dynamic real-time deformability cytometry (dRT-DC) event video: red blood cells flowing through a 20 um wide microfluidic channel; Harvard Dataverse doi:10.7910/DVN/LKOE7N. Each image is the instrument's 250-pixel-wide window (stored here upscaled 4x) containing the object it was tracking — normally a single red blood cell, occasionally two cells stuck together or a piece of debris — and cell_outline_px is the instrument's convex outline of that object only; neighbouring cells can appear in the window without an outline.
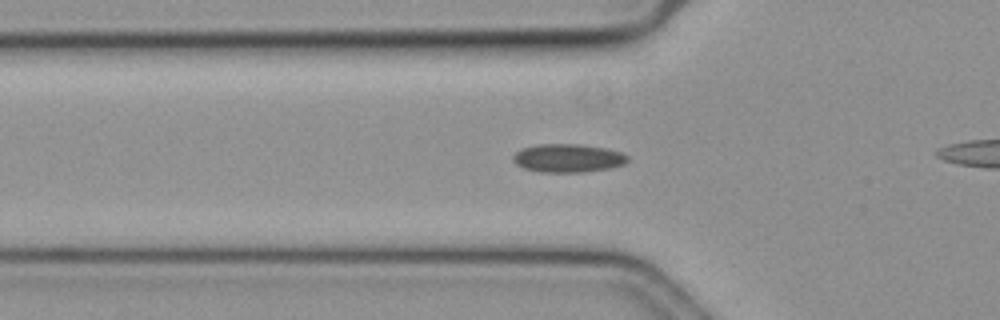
{"species": "common noctule bat (a hibernating species)", "species_latin": "Nyctalus noctula", "temperature_condition": "cold", "stored_images_in_passage": 39, "camera_frame_rate_fps": 3000, "um_per_image_px": 0.085, "animal": {"sex": "female", "body_mass_g": 19.3, "forearm_length_mm": 54.1}, "frame": {"image": 1, "passage_image": 11, "time_ms": 3.333, "image_size_px": [1000, 320], "cell_outline_px": [[628, 160], [624, 164], [608, 168], [584, 172], [540, 172], [524, 168], [516, 164], [512, 160], [512, 156], [520, 148], [540, 144], [580, 144], [604, 148], [620, 152], [628, 156]], "centroid_in_image_um": [48.23, 13.44], "position_along_channel_um": 77.6, "area_um2": 18.9}}
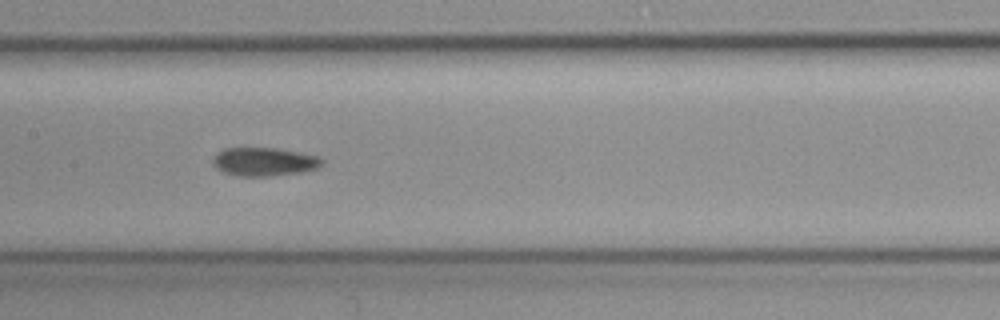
{"frame": {"image": 2, "passage_image": 20, "time_ms": 6.333, "image_size_px": [1000, 320], "cell_outline_px": [[324, 164], [316, 168], [304, 172], [268, 176], [236, 176], [224, 172], [216, 168], [212, 164], [212, 160], [224, 148], [276, 148], [320, 156], [324, 160]], "centroid_in_image_um": [22.49, 13.75], "position_along_channel_um": 184.9, "area_um2": 18.15}}
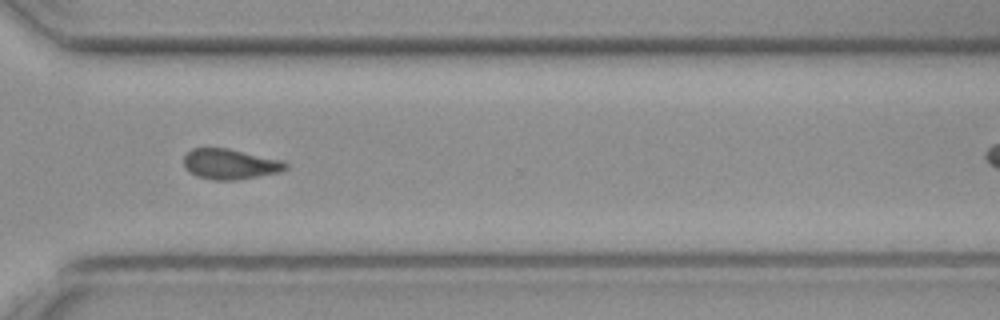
{"frame": {"image": 3, "passage_image": 34, "time_ms": 11.0, "image_size_px": [1000, 320], "cell_outline_px": [[288, 168], [280, 172], [240, 180], [212, 180], [196, 176], [184, 168], [184, 156], [192, 148], [228, 148], [284, 160], [288, 164]], "centroid_in_image_um": [19.58, 13.95], "position_along_channel_um": 351.0, "area_um2": 18.32}}